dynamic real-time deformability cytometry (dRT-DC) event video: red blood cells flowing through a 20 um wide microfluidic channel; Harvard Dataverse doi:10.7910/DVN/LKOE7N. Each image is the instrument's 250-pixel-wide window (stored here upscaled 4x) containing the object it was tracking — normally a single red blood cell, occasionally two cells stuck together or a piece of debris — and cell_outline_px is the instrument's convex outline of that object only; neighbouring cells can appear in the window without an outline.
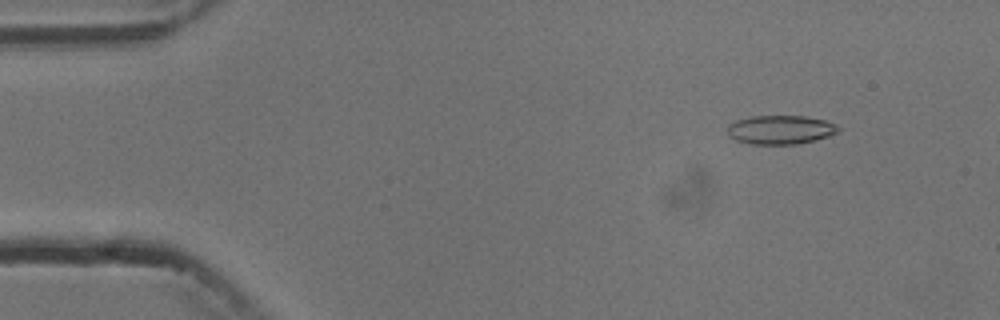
{"species": "common noctule bat (a hibernating species)", "species_latin": "Nyctalus noctula", "temperature_condition": "cold", "stored_images_in_passage": 4, "camera_frame_rate_fps": 3000, "um_per_image_px": 0.085, "animal": {"sex": "male", "body_mass_g": 13.3}, "frame": {"image": 1, "passage_image": 1, "time_ms": 0.0, "image_size_px": [1000, 320], "cell_outline_px": [[840, 132], [828, 136], [796, 144], [752, 144], [736, 140], [728, 136], [728, 124], [736, 120], [752, 116], [804, 116], [824, 120], [836, 124], [840, 128]], "centroid_in_image_um": [66.33, 11.02], "position_along_channel_um": 18.7, "area_um2": 18.61}}